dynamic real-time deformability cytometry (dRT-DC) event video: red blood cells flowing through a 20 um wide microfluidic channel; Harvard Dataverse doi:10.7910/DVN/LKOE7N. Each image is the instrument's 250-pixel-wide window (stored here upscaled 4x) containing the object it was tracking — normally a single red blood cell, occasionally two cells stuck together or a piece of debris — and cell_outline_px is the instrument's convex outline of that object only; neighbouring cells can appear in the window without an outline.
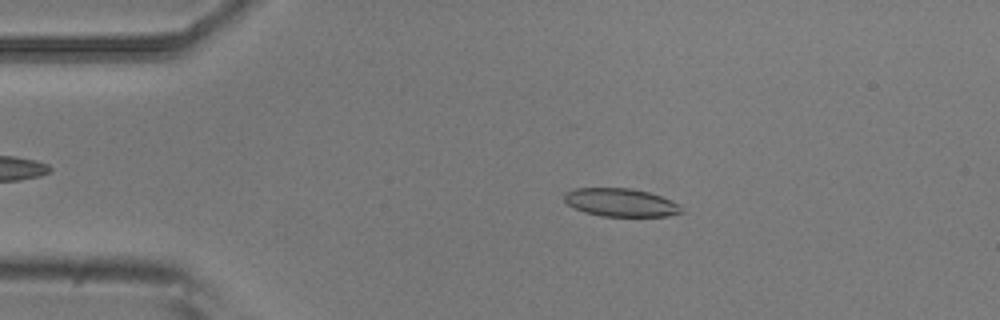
{"species": "common noctule bat (a hibernating species)", "species_latin": "Nyctalus noctula", "temperature_condition": "room temperature", "stored_images_in_passage": 23, "camera_frame_rate_fps": 3000, "um_per_image_px": 0.085, "animal": {"sex": "male", "body_mass_g": 20.5, "forearm_length_mm": 52.5}, "frame": {"image": 1, "passage_image": 10, "time_ms": 3.0, "image_size_px": [1000, 320], "cell_outline_px": [[684, 212], [668, 216], [600, 216], [584, 212], [568, 204], [564, 200], [564, 192], [576, 188], [632, 188], [648, 192], [660, 196], [680, 204]], "centroid_in_image_um": [52.77, 17.21], "position_along_channel_um": 32.2, "area_um2": 19.25}}
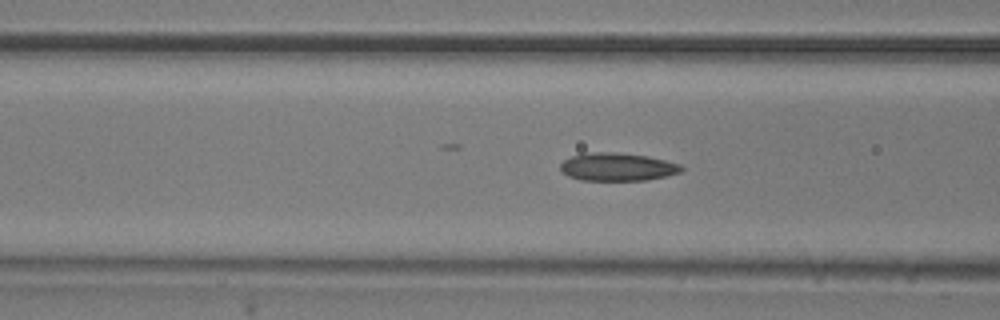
{"frame": {"image": 2, "passage_image": 20, "time_ms": 6.333, "image_size_px": [1000, 320], "cell_outline_px": [[684, 168], [680, 172], [648, 180], [580, 180], [568, 176], [560, 172], [560, 164], [564, 160], [572, 156], [592, 152], [616, 152], [648, 156], [680, 164]], "centroid_in_image_um": [52.45, 14.19], "position_along_channel_um": 114.2, "area_um2": 19.71}}
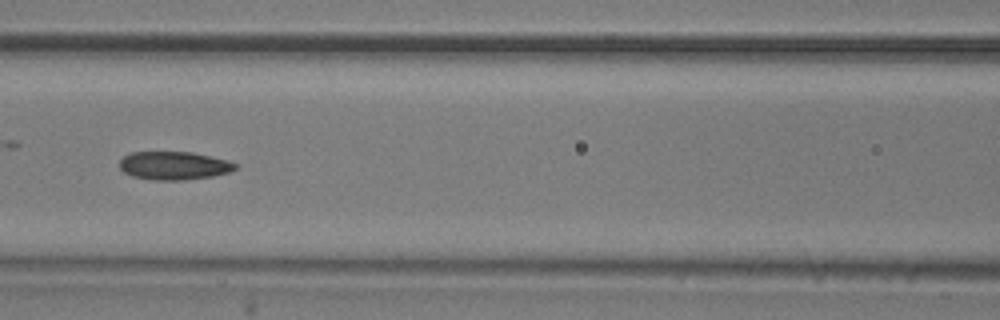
{"frame": {"image": 3, "passage_image": 23, "time_ms": 7.333, "image_size_px": [1000, 320], "cell_outline_px": [[236, 168], [228, 172], [212, 176], [184, 180], [152, 180], [132, 176], [124, 172], [120, 168], [120, 160], [124, 156], [132, 152], [192, 152], [224, 160], [236, 164]], "centroid_in_image_um": [14.73, 14.08], "position_along_channel_um": 151.9, "area_um2": 18.79}}